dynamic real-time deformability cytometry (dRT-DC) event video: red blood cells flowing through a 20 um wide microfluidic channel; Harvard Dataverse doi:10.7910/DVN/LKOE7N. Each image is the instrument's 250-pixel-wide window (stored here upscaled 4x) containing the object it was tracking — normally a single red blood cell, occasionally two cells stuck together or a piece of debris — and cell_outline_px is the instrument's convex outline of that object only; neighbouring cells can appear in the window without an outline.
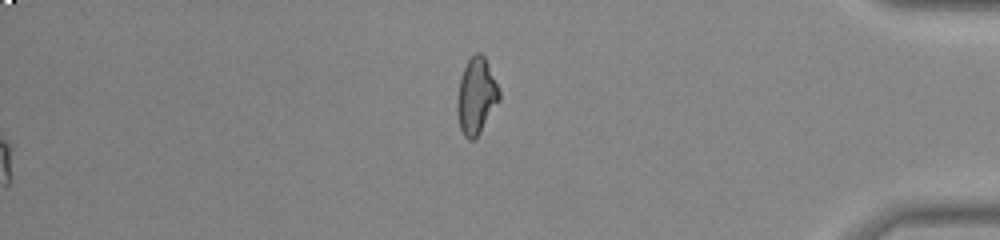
{"species": "common noctule bat (a hibernating species)", "species_latin": "Nyctalus noctula", "temperature_condition": "room temperature", "stored_images_in_passage": 49, "camera_frame_rate_fps": 3000, "um_per_image_px": 0.085, "animal": {"sex": "male", "body_mass_g": 20.0, "forearm_length_mm": 53.3}, "frame": {"image": 1, "passage_image": 49, "time_ms": 16.0, "image_size_px": [1000, 240], "cell_outline_px": [[500, 100], [480, 132], [472, 140], [468, 140], [464, 136], [460, 128], [456, 112], [456, 100], [460, 76], [468, 60], [476, 52], [480, 52], [484, 56], [488, 64], [500, 92]], "centroid_in_image_um": [40.46, 8.17], "position_along_channel_um": 394.7, "area_um2": 18.67}, "authors_computed_cell_mechanics": {"area_um2": 18.2648, "velocity_mm_per_s": 3.723, "shape_relaxation_time_tau1_ms": 5.5458, "shape_relaxation_time_tau2_ms": 1.7595, "deformation_change_tau1": 0.1569, "deformation_change_tau2": 0.071}}